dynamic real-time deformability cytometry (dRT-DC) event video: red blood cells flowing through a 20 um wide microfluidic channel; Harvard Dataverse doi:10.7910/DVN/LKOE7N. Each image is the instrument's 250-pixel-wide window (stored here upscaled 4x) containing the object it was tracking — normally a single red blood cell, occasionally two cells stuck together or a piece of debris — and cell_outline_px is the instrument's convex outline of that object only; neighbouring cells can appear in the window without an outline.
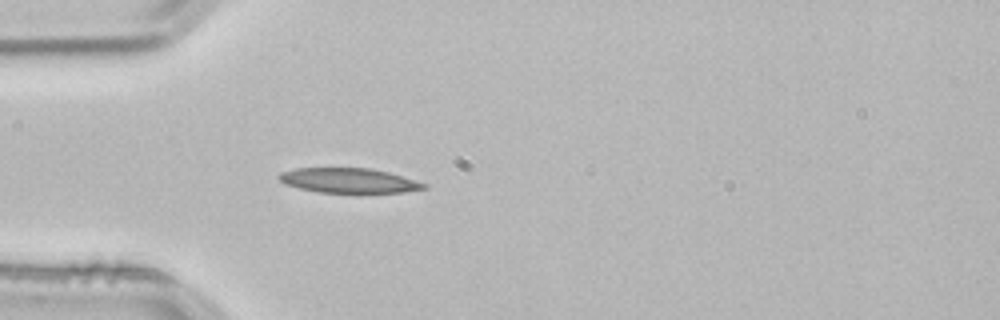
{"species": "common noctule bat (a hibernating species)", "species_latin": "Nyctalus noctula", "temperature_condition": "room temperature", "stored_images_in_passage": 48, "camera_frame_rate_fps": 3000, "um_per_image_px": 0.085, "animal": {"sex": "male", "body_mass_g": 21.5, "forearm_length_mm": 52.0}, "frame": {"image": 1, "passage_image": 10, "time_ms": 3.0, "image_size_px": [1000, 320], "cell_outline_px": [[428, 188], [404, 192], [360, 196], [320, 192], [300, 188], [284, 184], [276, 176], [280, 172], [296, 168], [368, 168], [388, 172], [416, 180], [428, 184]], "centroid_in_image_um": [29.7, 15.4], "position_along_channel_um": 55.3, "area_um2": 22.02}}
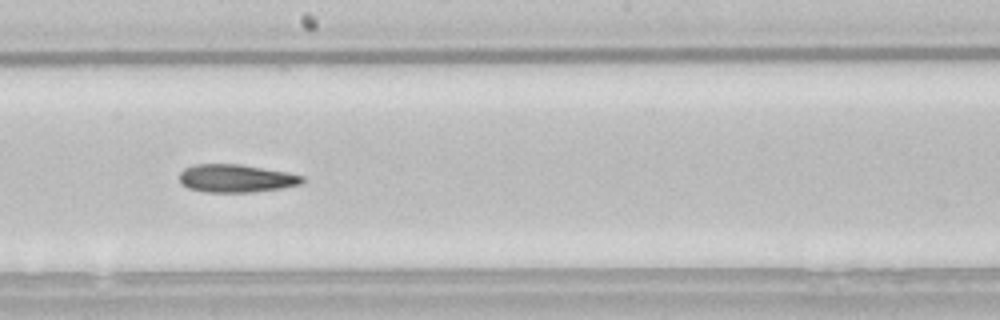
{"frame": {"image": 2, "passage_image": 24, "time_ms": 7.667, "image_size_px": [1000, 320], "cell_outline_px": [[304, 180], [300, 184], [284, 188], [252, 192], [204, 192], [188, 188], [180, 184], [180, 172], [184, 168], [192, 164], [240, 164], [288, 172], [304, 176]], "centroid_in_image_um": [20.05, 15.16], "position_along_channel_um": 228.1, "area_um2": 20.23}}
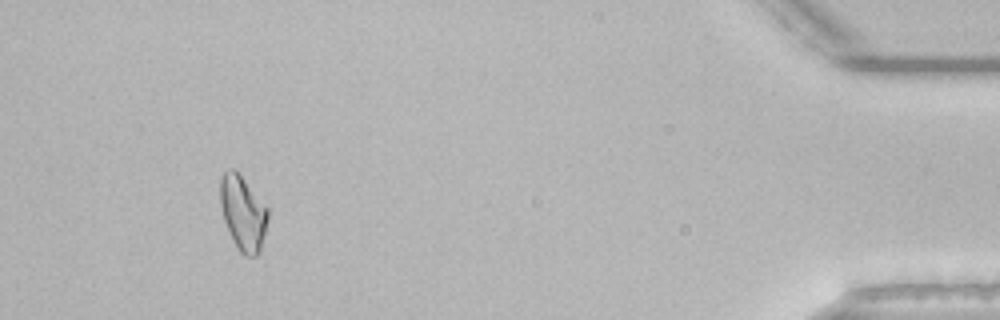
{"frame": {"image": 3, "passage_image": 44, "time_ms": 14.333, "image_size_px": [1000, 320], "cell_outline_px": [[268, 220], [260, 252], [256, 256], [244, 256], [236, 248], [232, 240], [224, 220], [220, 204], [220, 180], [224, 172], [228, 168], [236, 168], [268, 208]], "centroid_in_image_um": [20.65, 18.09], "position_along_channel_um": 414.6, "area_um2": 21.04}, "authors_computed_cell_mechanics": {"area_um2": 20.6057, "velocity_mm_per_s": 3.8224, "shape_relaxation_time_tau1_ms": 8.0013, "shape_relaxation_time_tau2_ms": null, "deformation_change_tau1": 0.1841, "deformation_change_tau2": null}}